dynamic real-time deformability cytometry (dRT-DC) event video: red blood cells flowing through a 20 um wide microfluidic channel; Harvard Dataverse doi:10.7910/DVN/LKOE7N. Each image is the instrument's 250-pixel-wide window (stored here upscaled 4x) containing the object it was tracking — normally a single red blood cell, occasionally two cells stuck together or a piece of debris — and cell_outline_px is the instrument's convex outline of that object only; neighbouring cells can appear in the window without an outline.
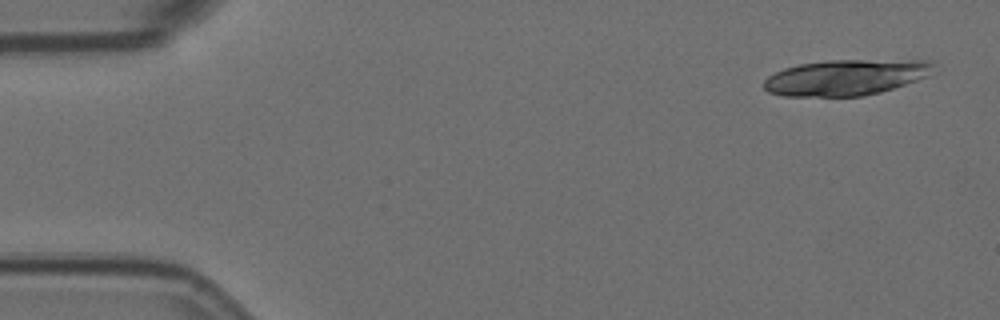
{"species": "Egyptian fruit bat (a non-hibernating species)", "species_latin": "Rousettus aegyptiacus", "temperature_condition": "room temperature", "stored_images_in_passage": 4, "camera_frame_rate_fps": 3000, "um_per_image_px": 0.085, "animal": {"sex": "female"}, "frame": {"image": 1, "passage_image": 1, "time_ms": 0.0, "image_size_px": [1000, 320], "cell_outline_px": [[932, 64], [928, 76], [880, 92], [860, 96], [784, 96], [768, 92], [764, 88], [764, 80], [768, 76], [784, 68], [800, 64], [828, 60], [932, 60]], "centroid_in_image_um": [71.85, 6.57], "position_along_channel_um": 13.1, "area_um2": 35.08}}